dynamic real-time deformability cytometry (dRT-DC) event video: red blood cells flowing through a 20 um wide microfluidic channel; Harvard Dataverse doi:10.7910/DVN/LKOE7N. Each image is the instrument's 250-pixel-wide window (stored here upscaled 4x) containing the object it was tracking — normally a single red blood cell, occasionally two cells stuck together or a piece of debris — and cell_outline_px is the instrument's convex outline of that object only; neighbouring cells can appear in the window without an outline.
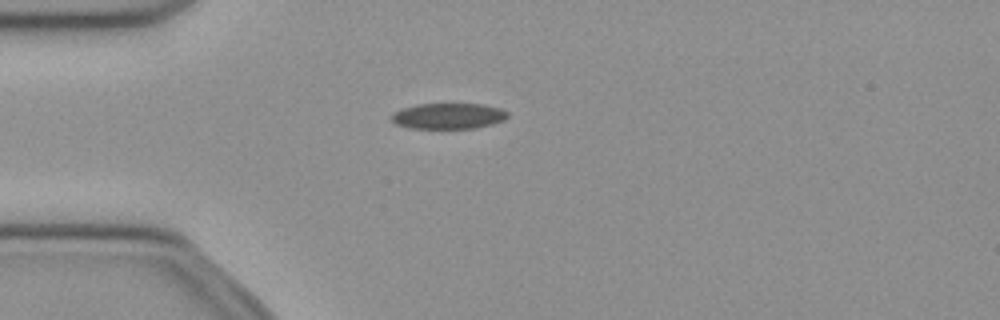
{"species": "common noctule bat (a hibernating species)", "species_latin": "Nyctalus noctula", "temperature_condition": "cold", "stored_images_in_passage": 40, "camera_frame_rate_fps": 3000, "um_per_image_px": 0.085, "animal": {"sex": "female", "body_mass_g": 21.9}, "frame": {"image": 1, "passage_image": 2, "time_ms": 0.333, "image_size_px": [1000, 320], "cell_outline_px": [[508, 116], [504, 120], [492, 124], [476, 128], [408, 128], [396, 124], [392, 120], [392, 112], [416, 104], [484, 104], [500, 108], [508, 112]], "centroid_in_image_um": [38.12, 9.86], "position_along_channel_um": 46.9, "area_um2": 17.46}}
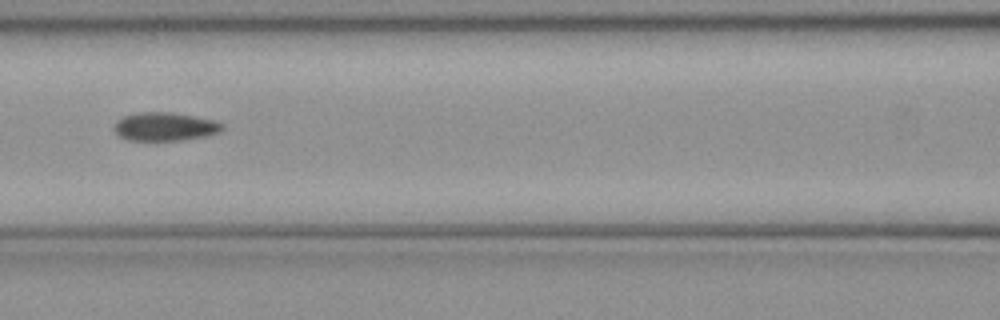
{"frame": {"image": 2, "passage_image": 11, "time_ms": 3.333, "image_size_px": [1000, 320], "cell_outline_px": [[224, 128], [220, 132], [208, 136], [180, 140], [128, 140], [120, 136], [112, 128], [116, 120], [124, 116], [140, 112], [172, 112], [216, 120], [224, 124]], "centroid_in_image_um": [14.04, 10.76], "position_along_channel_um": 152.6, "area_um2": 18.09}}
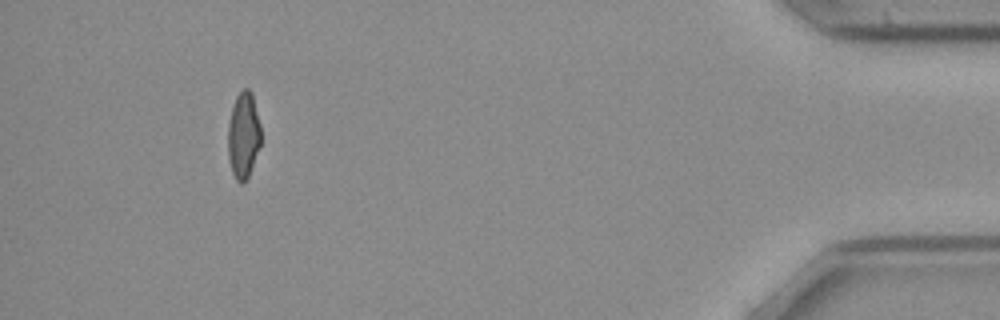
{"frame": {"image": 3, "passage_image": 36, "time_ms": 11.667, "image_size_px": [1000, 320], "cell_outline_px": [[260, 144], [248, 176], [240, 184], [236, 180], [232, 172], [228, 156], [228, 124], [232, 108], [236, 96], [244, 88], [248, 88], [252, 92], [260, 124]], "centroid_in_image_um": [20.68, 11.47], "position_along_channel_um": 414.5, "area_um2": 16.36}, "authors_computed_cell_mechanics": {"area_um2": 17.9758, "velocity_mm_per_s": 3.979, "shape_relaxation_time_tau1_ms": null, "shape_relaxation_time_tau2_ms": 6.3676, "deformation_change_tau1": null, "deformation_change_tau2": 0.1077}}